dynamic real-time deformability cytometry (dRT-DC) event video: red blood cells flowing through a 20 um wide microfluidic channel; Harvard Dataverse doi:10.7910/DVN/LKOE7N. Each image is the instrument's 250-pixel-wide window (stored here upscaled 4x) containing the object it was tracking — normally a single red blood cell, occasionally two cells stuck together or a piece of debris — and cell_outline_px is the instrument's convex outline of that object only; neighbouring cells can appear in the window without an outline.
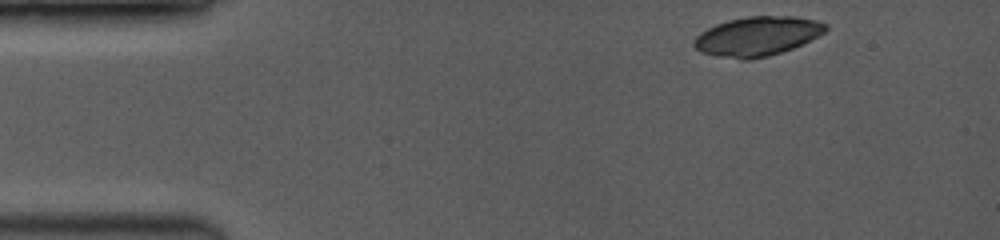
{"species": "common noctule bat (a hibernating species)", "species_latin": "Nyctalus noctula", "temperature_condition": "room temperature", "stored_images_in_passage": 5, "camera_frame_rate_fps": 3500, "um_per_image_px": 0.085, "animal": {"sex": "female", "body_mass_g": 19.0, "forearm_length_mm": 53.3}, "frame": {"image": 1, "passage_image": 1, "time_ms": 0.0, "image_size_px": [1000, 240], "cell_outline_px": [[828, 28], [824, 32], [792, 48], [768, 56], [748, 60], [740, 60], [716, 56], [700, 52], [692, 44], [692, 40], [700, 32], [716, 24], [728, 20], [748, 16], [796, 16], [816, 20], [828, 24]], "centroid_in_image_um": [64.32, 3.08], "position_along_channel_um": 20.7, "area_um2": 30.17}}